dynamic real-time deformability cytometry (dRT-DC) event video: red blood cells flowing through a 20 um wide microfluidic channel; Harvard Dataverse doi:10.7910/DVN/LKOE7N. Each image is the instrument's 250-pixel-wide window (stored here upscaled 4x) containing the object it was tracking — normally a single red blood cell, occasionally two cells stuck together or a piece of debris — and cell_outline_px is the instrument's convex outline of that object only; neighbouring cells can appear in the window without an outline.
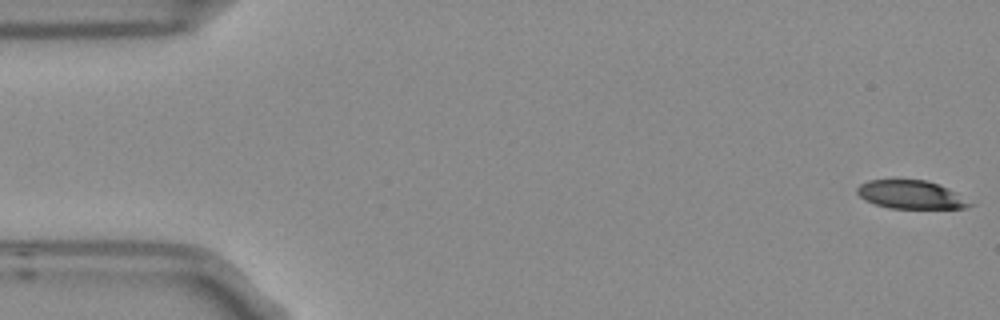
{"species": "Egyptian fruit bat (a non-hibernating species)", "species_latin": "Rousettus aegyptiacus", "temperature_condition": "room temperature", "stored_images_in_passage": 5, "camera_frame_rate_fps": 3000, "um_per_image_px": 0.085, "frame": {"image": 1, "passage_image": 1, "time_ms": 0.0, "image_size_px": [1000, 320], "cell_outline_px": [[976, 204], [968, 208], [888, 208], [864, 200], [856, 192], [856, 188], [860, 184], [868, 180], [924, 180], [948, 188], [956, 192]], "centroid_in_image_um": [77.44, 16.55], "position_along_channel_um": 7.6, "area_um2": 18.61}}
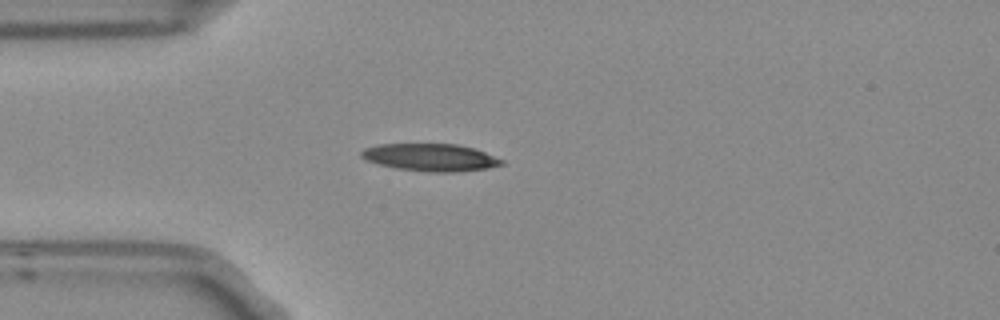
{"frame": {"image": 2, "passage_image": 5, "time_ms": 1.333, "image_size_px": [1000, 320], "cell_outline_px": [[504, 164], [488, 168], [452, 172], [432, 172], [396, 168], [364, 160], [360, 156], [360, 152], [364, 148], [380, 144], [456, 144], [476, 148], [504, 160]], "centroid_in_image_um": [36.59, 13.37], "position_along_channel_um": 48.4, "area_um2": 22.43}}